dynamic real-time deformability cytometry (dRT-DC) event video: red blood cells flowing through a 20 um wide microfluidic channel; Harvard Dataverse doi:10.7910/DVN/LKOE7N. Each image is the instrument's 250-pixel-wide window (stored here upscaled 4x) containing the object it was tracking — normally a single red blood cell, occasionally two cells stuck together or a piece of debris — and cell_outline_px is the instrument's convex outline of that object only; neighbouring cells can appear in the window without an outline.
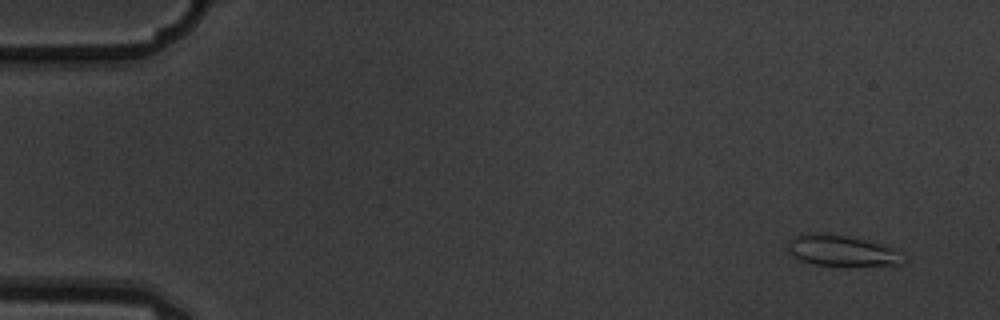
{"species": "common noctule bat (a hibernating species)", "species_latin": "Nyctalus noctula", "temperature_condition": "warm", "stored_images_in_passage": 6, "camera_frame_rate_fps": 3000, "um_per_image_px": 0.085, "animal": {"sex": "male", "body_mass_g": 19.5, "forearm_length_mm": 54.6}, "frame": {"image": 1, "passage_image": 1, "time_ms": 0.0, "image_size_px": [1000, 320], "cell_outline_px": [[904, 264], [816, 264], [800, 260], [792, 256], [788, 248], [788, 240], [792, 236], [844, 236], [884, 244], [904, 252]], "centroid_in_image_um": [71.63, 21.33], "position_along_channel_um": 13.4, "area_um2": 19.59}}
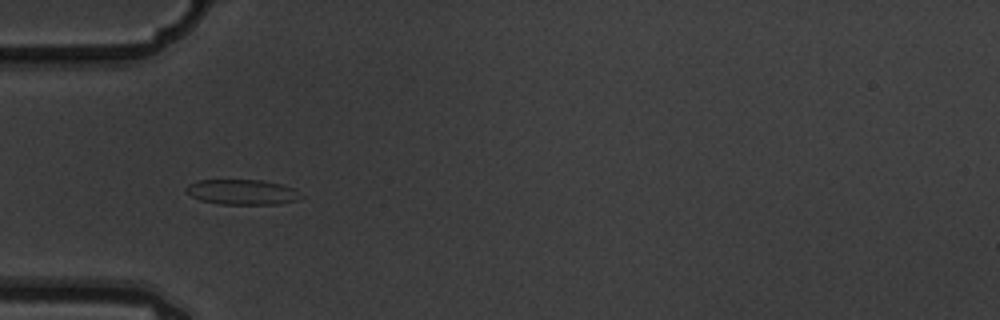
{"frame": {"image": 2, "passage_image": 5, "time_ms": 1.333, "image_size_px": [1000, 320], "cell_outline_px": [[304, 196], [296, 200], [280, 204], [220, 204], [200, 200], [192, 196], [188, 192], [188, 184], [196, 180], [264, 180], [280, 184], [292, 188]], "centroid_in_image_um": [20.6, 16.32], "position_along_channel_um": 64.4, "area_um2": 16.7}}
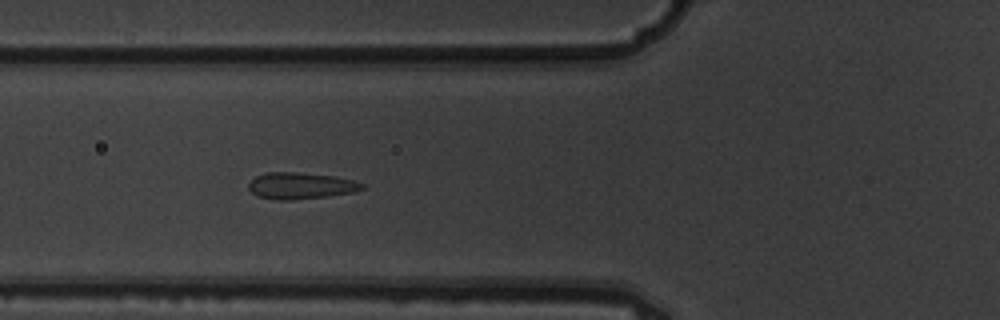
{"frame": {"image": 3, "passage_image": 6, "time_ms": 1.667, "image_size_px": [1000, 320], "cell_outline_px": [[364, 188], [352, 192], [328, 196], [288, 200], [276, 200], [256, 196], [248, 188], [248, 184], [256, 176], [268, 172], [296, 172], [336, 176], [352, 180], [364, 184]], "centroid_in_image_um": [25.53, 15.78], "position_along_channel_um": 100.3, "area_um2": 17.46}}